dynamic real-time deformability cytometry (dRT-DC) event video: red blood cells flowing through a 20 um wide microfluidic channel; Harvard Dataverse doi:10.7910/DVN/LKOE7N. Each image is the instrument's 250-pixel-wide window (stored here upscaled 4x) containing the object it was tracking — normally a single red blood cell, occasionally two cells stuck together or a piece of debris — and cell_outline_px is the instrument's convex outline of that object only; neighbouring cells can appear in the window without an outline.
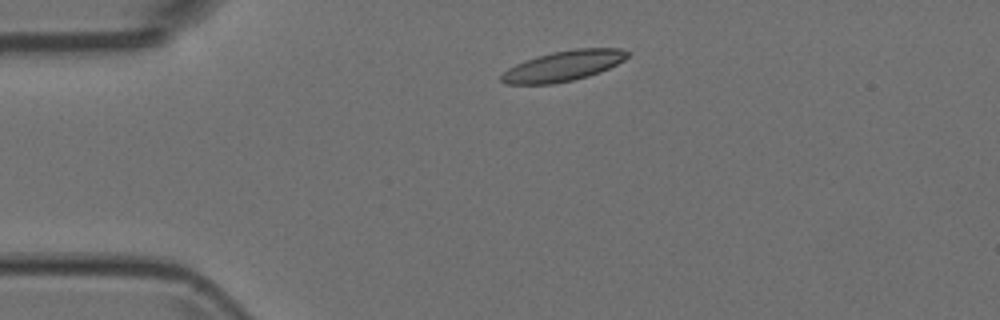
{"species": "Egyptian fruit bat (a non-hibernating species)", "species_latin": "Rousettus aegyptiacus", "temperature_condition": "room temperature", "stored_images_in_passage": 2, "camera_frame_rate_fps": 3000, "um_per_image_px": 0.085, "animal": {"sex": "female"}, "frame": {"image": 1, "passage_image": 1, "time_ms": 0.0, "image_size_px": [1000, 320], "cell_outline_px": [[628, 56], [624, 60], [600, 72], [588, 76], [572, 80], [552, 84], [504, 84], [500, 80], [500, 76], [508, 68], [516, 64], [536, 56], [552, 52], [576, 48], [620, 48], [628, 52]], "centroid_in_image_um": [47.86, 5.6], "position_along_channel_um": 37.1, "area_um2": 22.2}}